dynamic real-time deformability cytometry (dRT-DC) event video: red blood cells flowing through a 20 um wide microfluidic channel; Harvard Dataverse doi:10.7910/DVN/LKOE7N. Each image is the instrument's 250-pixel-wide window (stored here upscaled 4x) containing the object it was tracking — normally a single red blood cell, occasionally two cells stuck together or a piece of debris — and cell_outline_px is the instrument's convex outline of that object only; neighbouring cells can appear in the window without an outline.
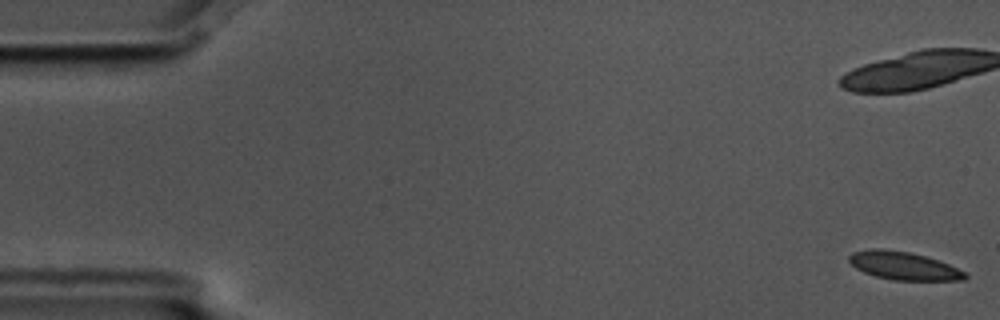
{"species": "common noctule bat (a hibernating species)", "species_latin": "Nyctalus noctula", "temperature_condition": "cold", "stored_images_in_passage": 5, "camera_frame_rate_fps": 3000, "um_per_image_px": 0.085, "animal": {"sex": "male", "body_mass_g": 17.5, "forearm_length_mm": 52.3}, "frame": {"image": 1, "passage_image": 1, "time_ms": 0.0, "image_size_px": [1000, 320], "cell_outline_px": [[968, 276], [964, 280], [892, 280], [876, 276], [864, 272], [856, 268], [848, 260], [848, 256], [852, 252], [872, 248], [880, 248], [908, 252], [924, 256], [948, 264], [964, 272]], "centroid_in_image_um": [76.76, 22.59], "position_along_channel_um": 8.2, "area_um2": 18.73}}